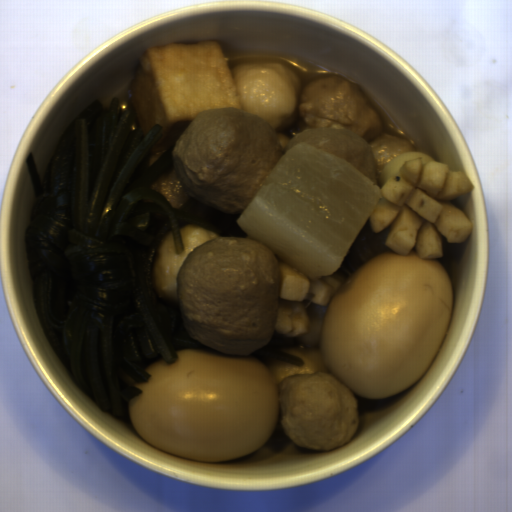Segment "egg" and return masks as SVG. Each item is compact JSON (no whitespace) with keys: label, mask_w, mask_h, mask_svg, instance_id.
<instances>
[{"label":"egg","mask_w":512,"mask_h":512,"mask_svg":"<svg viewBox=\"0 0 512 512\" xmlns=\"http://www.w3.org/2000/svg\"><path fill=\"white\" fill-rule=\"evenodd\" d=\"M454 307L453 282L438 259L391 248L355 269L325 313L318 350L357 396H396L435 362Z\"/></svg>","instance_id":"obj_1"},{"label":"egg","mask_w":512,"mask_h":512,"mask_svg":"<svg viewBox=\"0 0 512 512\" xmlns=\"http://www.w3.org/2000/svg\"><path fill=\"white\" fill-rule=\"evenodd\" d=\"M158 359L127 400L128 418L148 443L176 456L235 461L264 447L279 422L278 385L259 359L195 348Z\"/></svg>","instance_id":"obj_2"}]
</instances>
